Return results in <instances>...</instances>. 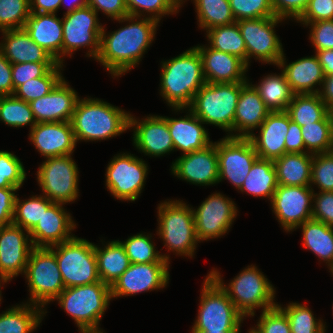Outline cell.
<instances>
[{
	"label": "cell",
	"instance_id": "6da1fadb",
	"mask_svg": "<svg viewBox=\"0 0 333 333\" xmlns=\"http://www.w3.org/2000/svg\"><path fill=\"white\" fill-rule=\"evenodd\" d=\"M137 19L139 17L135 16L116 19L119 22L129 21V25L113 31L109 36L102 28L100 52L96 60L114 77L133 69L154 40L159 22L150 17Z\"/></svg>",
	"mask_w": 333,
	"mask_h": 333
},
{
	"label": "cell",
	"instance_id": "7a4b0ae2",
	"mask_svg": "<svg viewBox=\"0 0 333 333\" xmlns=\"http://www.w3.org/2000/svg\"><path fill=\"white\" fill-rule=\"evenodd\" d=\"M161 96L180 111L188 108L198 90L206 83L203 62L196 47L162 62Z\"/></svg>",
	"mask_w": 333,
	"mask_h": 333
},
{
	"label": "cell",
	"instance_id": "3957f363",
	"mask_svg": "<svg viewBox=\"0 0 333 333\" xmlns=\"http://www.w3.org/2000/svg\"><path fill=\"white\" fill-rule=\"evenodd\" d=\"M130 113L101 101L83 98L77 101L71 124L76 142L105 140L129 128Z\"/></svg>",
	"mask_w": 333,
	"mask_h": 333
},
{
	"label": "cell",
	"instance_id": "277c9868",
	"mask_svg": "<svg viewBox=\"0 0 333 333\" xmlns=\"http://www.w3.org/2000/svg\"><path fill=\"white\" fill-rule=\"evenodd\" d=\"M111 299V287L100 281L65 288L55 300L72 316L81 333H103L98 325Z\"/></svg>",
	"mask_w": 333,
	"mask_h": 333
},
{
	"label": "cell",
	"instance_id": "5b68a950",
	"mask_svg": "<svg viewBox=\"0 0 333 333\" xmlns=\"http://www.w3.org/2000/svg\"><path fill=\"white\" fill-rule=\"evenodd\" d=\"M242 82L205 83L195 94L189 109L204 124H212L231 133ZM231 132V133H230Z\"/></svg>",
	"mask_w": 333,
	"mask_h": 333
},
{
	"label": "cell",
	"instance_id": "8992f818",
	"mask_svg": "<svg viewBox=\"0 0 333 333\" xmlns=\"http://www.w3.org/2000/svg\"><path fill=\"white\" fill-rule=\"evenodd\" d=\"M209 275L227 293L234 306L244 317L254 316V310L257 308L265 311L278 305L274 302L273 285L253 265L241 271L228 287L224 285L218 270H212Z\"/></svg>",
	"mask_w": 333,
	"mask_h": 333
},
{
	"label": "cell",
	"instance_id": "52a82bcc",
	"mask_svg": "<svg viewBox=\"0 0 333 333\" xmlns=\"http://www.w3.org/2000/svg\"><path fill=\"white\" fill-rule=\"evenodd\" d=\"M203 284L199 313L192 331H240L244 316L227 293L209 274Z\"/></svg>",
	"mask_w": 333,
	"mask_h": 333
},
{
	"label": "cell",
	"instance_id": "ba28073f",
	"mask_svg": "<svg viewBox=\"0 0 333 333\" xmlns=\"http://www.w3.org/2000/svg\"><path fill=\"white\" fill-rule=\"evenodd\" d=\"M158 233L168 251L177 255H194L197 242L193 209L179 200L158 206Z\"/></svg>",
	"mask_w": 333,
	"mask_h": 333
},
{
	"label": "cell",
	"instance_id": "9c48e42d",
	"mask_svg": "<svg viewBox=\"0 0 333 333\" xmlns=\"http://www.w3.org/2000/svg\"><path fill=\"white\" fill-rule=\"evenodd\" d=\"M49 248L55 253L65 288L100 282L95 244L74 236Z\"/></svg>",
	"mask_w": 333,
	"mask_h": 333
},
{
	"label": "cell",
	"instance_id": "30bf717a",
	"mask_svg": "<svg viewBox=\"0 0 333 333\" xmlns=\"http://www.w3.org/2000/svg\"><path fill=\"white\" fill-rule=\"evenodd\" d=\"M24 275L28 280L30 304L44 307L65 289L55 253L49 247H33Z\"/></svg>",
	"mask_w": 333,
	"mask_h": 333
},
{
	"label": "cell",
	"instance_id": "8fae6325",
	"mask_svg": "<svg viewBox=\"0 0 333 333\" xmlns=\"http://www.w3.org/2000/svg\"><path fill=\"white\" fill-rule=\"evenodd\" d=\"M72 154L47 158L37 171L43 195L54 203L66 204L78 197V167Z\"/></svg>",
	"mask_w": 333,
	"mask_h": 333
},
{
	"label": "cell",
	"instance_id": "7c38bea8",
	"mask_svg": "<svg viewBox=\"0 0 333 333\" xmlns=\"http://www.w3.org/2000/svg\"><path fill=\"white\" fill-rule=\"evenodd\" d=\"M98 13L89 6L65 13L62 18V55L70 57L81 47H90L87 55L96 59L100 52V39L103 26L99 24Z\"/></svg>",
	"mask_w": 333,
	"mask_h": 333
},
{
	"label": "cell",
	"instance_id": "4fadbf2b",
	"mask_svg": "<svg viewBox=\"0 0 333 333\" xmlns=\"http://www.w3.org/2000/svg\"><path fill=\"white\" fill-rule=\"evenodd\" d=\"M282 20L274 16L236 21L246 45L247 66L251 56L278 66L284 51L273 28Z\"/></svg>",
	"mask_w": 333,
	"mask_h": 333
},
{
	"label": "cell",
	"instance_id": "5bb4252c",
	"mask_svg": "<svg viewBox=\"0 0 333 333\" xmlns=\"http://www.w3.org/2000/svg\"><path fill=\"white\" fill-rule=\"evenodd\" d=\"M133 154H119L108 164L106 186L120 200L135 201L141 193L147 177L148 166Z\"/></svg>",
	"mask_w": 333,
	"mask_h": 333
},
{
	"label": "cell",
	"instance_id": "9a60e30c",
	"mask_svg": "<svg viewBox=\"0 0 333 333\" xmlns=\"http://www.w3.org/2000/svg\"><path fill=\"white\" fill-rule=\"evenodd\" d=\"M218 181L227 179L238 190L244 183L253 163L259 158L249 138L228 137L217 142Z\"/></svg>",
	"mask_w": 333,
	"mask_h": 333
},
{
	"label": "cell",
	"instance_id": "2e32d148",
	"mask_svg": "<svg viewBox=\"0 0 333 333\" xmlns=\"http://www.w3.org/2000/svg\"><path fill=\"white\" fill-rule=\"evenodd\" d=\"M314 190L311 186H277L271 199L273 212L286 232L312 219ZM312 202V203H311Z\"/></svg>",
	"mask_w": 333,
	"mask_h": 333
},
{
	"label": "cell",
	"instance_id": "e0dca14e",
	"mask_svg": "<svg viewBox=\"0 0 333 333\" xmlns=\"http://www.w3.org/2000/svg\"><path fill=\"white\" fill-rule=\"evenodd\" d=\"M197 239H207L223 236L232 226L236 218L235 203L220 193L211 194L198 209L193 210Z\"/></svg>",
	"mask_w": 333,
	"mask_h": 333
},
{
	"label": "cell",
	"instance_id": "ac0fdd59",
	"mask_svg": "<svg viewBox=\"0 0 333 333\" xmlns=\"http://www.w3.org/2000/svg\"><path fill=\"white\" fill-rule=\"evenodd\" d=\"M169 262L131 263L111 286V297L128 296L165 287L169 281Z\"/></svg>",
	"mask_w": 333,
	"mask_h": 333
},
{
	"label": "cell",
	"instance_id": "d6986e66",
	"mask_svg": "<svg viewBox=\"0 0 333 333\" xmlns=\"http://www.w3.org/2000/svg\"><path fill=\"white\" fill-rule=\"evenodd\" d=\"M173 175L192 184L208 186L219 183L217 142L201 150L183 154L171 166Z\"/></svg>",
	"mask_w": 333,
	"mask_h": 333
},
{
	"label": "cell",
	"instance_id": "ffe728a7",
	"mask_svg": "<svg viewBox=\"0 0 333 333\" xmlns=\"http://www.w3.org/2000/svg\"><path fill=\"white\" fill-rule=\"evenodd\" d=\"M23 230L26 231L13 223L0 227V276L8 281L25 273L33 248L29 233L26 235Z\"/></svg>",
	"mask_w": 333,
	"mask_h": 333
},
{
	"label": "cell",
	"instance_id": "44dd1931",
	"mask_svg": "<svg viewBox=\"0 0 333 333\" xmlns=\"http://www.w3.org/2000/svg\"><path fill=\"white\" fill-rule=\"evenodd\" d=\"M78 100L76 91L62 78L48 94L31 101L30 106L37 123L71 122Z\"/></svg>",
	"mask_w": 333,
	"mask_h": 333
},
{
	"label": "cell",
	"instance_id": "7402d4cb",
	"mask_svg": "<svg viewBox=\"0 0 333 333\" xmlns=\"http://www.w3.org/2000/svg\"><path fill=\"white\" fill-rule=\"evenodd\" d=\"M129 128H135L133 143L145 155L157 157L175 150L165 117L150 115L139 122L130 114Z\"/></svg>",
	"mask_w": 333,
	"mask_h": 333
},
{
	"label": "cell",
	"instance_id": "603a6c76",
	"mask_svg": "<svg viewBox=\"0 0 333 333\" xmlns=\"http://www.w3.org/2000/svg\"><path fill=\"white\" fill-rule=\"evenodd\" d=\"M62 205L53 203L29 232L33 247H51L74 237L71 231L76 224Z\"/></svg>",
	"mask_w": 333,
	"mask_h": 333
},
{
	"label": "cell",
	"instance_id": "cb8c5ba5",
	"mask_svg": "<svg viewBox=\"0 0 333 333\" xmlns=\"http://www.w3.org/2000/svg\"><path fill=\"white\" fill-rule=\"evenodd\" d=\"M29 136L36 149L46 159L72 154L76 147L71 122L36 123Z\"/></svg>",
	"mask_w": 333,
	"mask_h": 333
},
{
	"label": "cell",
	"instance_id": "d4e9b609",
	"mask_svg": "<svg viewBox=\"0 0 333 333\" xmlns=\"http://www.w3.org/2000/svg\"><path fill=\"white\" fill-rule=\"evenodd\" d=\"M202 62L206 83H237L247 81L248 66L238 56L215 50L211 47L196 46Z\"/></svg>",
	"mask_w": 333,
	"mask_h": 333
},
{
	"label": "cell",
	"instance_id": "484cf974",
	"mask_svg": "<svg viewBox=\"0 0 333 333\" xmlns=\"http://www.w3.org/2000/svg\"><path fill=\"white\" fill-rule=\"evenodd\" d=\"M289 128V115L285 111L270 112L261 126L259 136L253 133L251 140L259 158L275 160L286 154L285 137Z\"/></svg>",
	"mask_w": 333,
	"mask_h": 333
},
{
	"label": "cell",
	"instance_id": "4316f807",
	"mask_svg": "<svg viewBox=\"0 0 333 333\" xmlns=\"http://www.w3.org/2000/svg\"><path fill=\"white\" fill-rule=\"evenodd\" d=\"M270 112L257 89L248 81L242 82L234 116V132L239 133H233L231 137L248 138L254 129L261 126Z\"/></svg>",
	"mask_w": 333,
	"mask_h": 333
},
{
	"label": "cell",
	"instance_id": "83f0119b",
	"mask_svg": "<svg viewBox=\"0 0 333 333\" xmlns=\"http://www.w3.org/2000/svg\"><path fill=\"white\" fill-rule=\"evenodd\" d=\"M30 38L47 51L58 63L63 64L62 19L53 13H34L26 19L23 27Z\"/></svg>",
	"mask_w": 333,
	"mask_h": 333
},
{
	"label": "cell",
	"instance_id": "f1b7e54d",
	"mask_svg": "<svg viewBox=\"0 0 333 333\" xmlns=\"http://www.w3.org/2000/svg\"><path fill=\"white\" fill-rule=\"evenodd\" d=\"M0 52L11 63L57 62L47 51L34 42L24 28L3 30Z\"/></svg>",
	"mask_w": 333,
	"mask_h": 333
},
{
	"label": "cell",
	"instance_id": "f546056e",
	"mask_svg": "<svg viewBox=\"0 0 333 333\" xmlns=\"http://www.w3.org/2000/svg\"><path fill=\"white\" fill-rule=\"evenodd\" d=\"M285 60L283 54L278 67L284 68L282 71L294 94H313L320 91L318 88L313 89L316 84L322 85L325 77L316 55L296 60L287 65Z\"/></svg>",
	"mask_w": 333,
	"mask_h": 333
},
{
	"label": "cell",
	"instance_id": "4dcf8cb0",
	"mask_svg": "<svg viewBox=\"0 0 333 333\" xmlns=\"http://www.w3.org/2000/svg\"><path fill=\"white\" fill-rule=\"evenodd\" d=\"M189 112L184 118L165 117L174 148L183 151V154L201 150L212 143L207 130L202 126L204 123L190 110Z\"/></svg>",
	"mask_w": 333,
	"mask_h": 333
},
{
	"label": "cell",
	"instance_id": "1f68e13d",
	"mask_svg": "<svg viewBox=\"0 0 333 333\" xmlns=\"http://www.w3.org/2000/svg\"><path fill=\"white\" fill-rule=\"evenodd\" d=\"M311 153H286L274 160L277 183L284 186H312Z\"/></svg>",
	"mask_w": 333,
	"mask_h": 333
},
{
	"label": "cell",
	"instance_id": "d6a6232c",
	"mask_svg": "<svg viewBox=\"0 0 333 333\" xmlns=\"http://www.w3.org/2000/svg\"><path fill=\"white\" fill-rule=\"evenodd\" d=\"M103 249L95 245L97 270L100 281L110 287L131 264L121 241H111Z\"/></svg>",
	"mask_w": 333,
	"mask_h": 333
},
{
	"label": "cell",
	"instance_id": "836d02e7",
	"mask_svg": "<svg viewBox=\"0 0 333 333\" xmlns=\"http://www.w3.org/2000/svg\"><path fill=\"white\" fill-rule=\"evenodd\" d=\"M303 232V247L312 251L318 258L333 265V227L310 219L299 225Z\"/></svg>",
	"mask_w": 333,
	"mask_h": 333
},
{
	"label": "cell",
	"instance_id": "e575fe53",
	"mask_svg": "<svg viewBox=\"0 0 333 333\" xmlns=\"http://www.w3.org/2000/svg\"><path fill=\"white\" fill-rule=\"evenodd\" d=\"M40 308V309H39ZM33 304L17 305L0 314V333H31L44 314L43 308Z\"/></svg>",
	"mask_w": 333,
	"mask_h": 333
},
{
	"label": "cell",
	"instance_id": "d590c367",
	"mask_svg": "<svg viewBox=\"0 0 333 333\" xmlns=\"http://www.w3.org/2000/svg\"><path fill=\"white\" fill-rule=\"evenodd\" d=\"M278 186L276 169L273 160L258 158L252 165L243 185L239 189L242 192L254 196L272 199Z\"/></svg>",
	"mask_w": 333,
	"mask_h": 333
},
{
	"label": "cell",
	"instance_id": "8d00e7d4",
	"mask_svg": "<svg viewBox=\"0 0 333 333\" xmlns=\"http://www.w3.org/2000/svg\"><path fill=\"white\" fill-rule=\"evenodd\" d=\"M285 112L290 120L302 127L322 121L328 115V107L318 93L294 94Z\"/></svg>",
	"mask_w": 333,
	"mask_h": 333
},
{
	"label": "cell",
	"instance_id": "74e56055",
	"mask_svg": "<svg viewBox=\"0 0 333 333\" xmlns=\"http://www.w3.org/2000/svg\"><path fill=\"white\" fill-rule=\"evenodd\" d=\"M259 92L265 106L271 111H286L294 93L287 82L285 73L267 75L259 85H253Z\"/></svg>",
	"mask_w": 333,
	"mask_h": 333
},
{
	"label": "cell",
	"instance_id": "f35d334b",
	"mask_svg": "<svg viewBox=\"0 0 333 333\" xmlns=\"http://www.w3.org/2000/svg\"><path fill=\"white\" fill-rule=\"evenodd\" d=\"M206 32L211 48L236 55L247 65L246 45L237 22L216 26Z\"/></svg>",
	"mask_w": 333,
	"mask_h": 333
},
{
	"label": "cell",
	"instance_id": "ab89813d",
	"mask_svg": "<svg viewBox=\"0 0 333 333\" xmlns=\"http://www.w3.org/2000/svg\"><path fill=\"white\" fill-rule=\"evenodd\" d=\"M196 6L199 27L209 30L216 26L236 22L229 0H193Z\"/></svg>",
	"mask_w": 333,
	"mask_h": 333
},
{
	"label": "cell",
	"instance_id": "60d3db41",
	"mask_svg": "<svg viewBox=\"0 0 333 333\" xmlns=\"http://www.w3.org/2000/svg\"><path fill=\"white\" fill-rule=\"evenodd\" d=\"M307 153H327L333 151V123L327 115L322 121L301 127Z\"/></svg>",
	"mask_w": 333,
	"mask_h": 333
},
{
	"label": "cell",
	"instance_id": "b9f144b4",
	"mask_svg": "<svg viewBox=\"0 0 333 333\" xmlns=\"http://www.w3.org/2000/svg\"><path fill=\"white\" fill-rule=\"evenodd\" d=\"M43 195L32 196L30 199L21 201L15 198L13 224L18 225L29 233L37 224L43 213L53 204Z\"/></svg>",
	"mask_w": 333,
	"mask_h": 333
},
{
	"label": "cell",
	"instance_id": "7bdbcfd3",
	"mask_svg": "<svg viewBox=\"0 0 333 333\" xmlns=\"http://www.w3.org/2000/svg\"><path fill=\"white\" fill-rule=\"evenodd\" d=\"M137 234L129 237L126 241L121 242L124 246L130 263H152V262H169V255H161L156 251L151 235Z\"/></svg>",
	"mask_w": 333,
	"mask_h": 333
},
{
	"label": "cell",
	"instance_id": "ee69618b",
	"mask_svg": "<svg viewBox=\"0 0 333 333\" xmlns=\"http://www.w3.org/2000/svg\"><path fill=\"white\" fill-rule=\"evenodd\" d=\"M0 121L16 128L29 125L30 130L37 123L34 119L30 103L18 99L14 95H6L2 98Z\"/></svg>",
	"mask_w": 333,
	"mask_h": 333
},
{
	"label": "cell",
	"instance_id": "f6af8a7d",
	"mask_svg": "<svg viewBox=\"0 0 333 333\" xmlns=\"http://www.w3.org/2000/svg\"><path fill=\"white\" fill-rule=\"evenodd\" d=\"M63 64L58 63L45 76L32 78L20 85L15 91L14 96L26 102H31L37 98L48 94L56 84L63 78L60 68Z\"/></svg>",
	"mask_w": 333,
	"mask_h": 333
},
{
	"label": "cell",
	"instance_id": "bcb514c9",
	"mask_svg": "<svg viewBox=\"0 0 333 333\" xmlns=\"http://www.w3.org/2000/svg\"><path fill=\"white\" fill-rule=\"evenodd\" d=\"M277 306L286 314L291 333H325V324L322 320L316 321L317 319L306 305L295 302L284 308Z\"/></svg>",
	"mask_w": 333,
	"mask_h": 333
},
{
	"label": "cell",
	"instance_id": "7dc6e473",
	"mask_svg": "<svg viewBox=\"0 0 333 333\" xmlns=\"http://www.w3.org/2000/svg\"><path fill=\"white\" fill-rule=\"evenodd\" d=\"M30 14L29 0H0V30L23 28Z\"/></svg>",
	"mask_w": 333,
	"mask_h": 333
},
{
	"label": "cell",
	"instance_id": "c3c4849f",
	"mask_svg": "<svg viewBox=\"0 0 333 333\" xmlns=\"http://www.w3.org/2000/svg\"><path fill=\"white\" fill-rule=\"evenodd\" d=\"M26 172L20 159L11 152L0 151V188H20Z\"/></svg>",
	"mask_w": 333,
	"mask_h": 333
},
{
	"label": "cell",
	"instance_id": "681fc988",
	"mask_svg": "<svg viewBox=\"0 0 333 333\" xmlns=\"http://www.w3.org/2000/svg\"><path fill=\"white\" fill-rule=\"evenodd\" d=\"M129 16L141 17L146 11L150 18L160 21L161 17L178 11V6L172 0H125ZM142 10V12H141Z\"/></svg>",
	"mask_w": 333,
	"mask_h": 333
},
{
	"label": "cell",
	"instance_id": "f907efd6",
	"mask_svg": "<svg viewBox=\"0 0 333 333\" xmlns=\"http://www.w3.org/2000/svg\"><path fill=\"white\" fill-rule=\"evenodd\" d=\"M310 183L321 192L333 191V151L313 154Z\"/></svg>",
	"mask_w": 333,
	"mask_h": 333
},
{
	"label": "cell",
	"instance_id": "816d5d0a",
	"mask_svg": "<svg viewBox=\"0 0 333 333\" xmlns=\"http://www.w3.org/2000/svg\"><path fill=\"white\" fill-rule=\"evenodd\" d=\"M236 21L274 17L271 0H229Z\"/></svg>",
	"mask_w": 333,
	"mask_h": 333
},
{
	"label": "cell",
	"instance_id": "f5cc1de1",
	"mask_svg": "<svg viewBox=\"0 0 333 333\" xmlns=\"http://www.w3.org/2000/svg\"><path fill=\"white\" fill-rule=\"evenodd\" d=\"M58 62H27L12 64V81L14 91L22 84L31 80L45 76Z\"/></svg>",
	"mask_w": 333,
	"mask_h": 333
},
{
	"label": "cell",
	"instance_id": "db71d44e",
	"mask_svg": "<svg viewBox=\"0 0 333 333\" xmlns=\"http://www.w3.org/2000/svg\"><path fill=\"white\" fill-rule=\"evenodd\" d=\"M257 327L262 333H291L286 314L276 305L262 311Z\"/></svg>",
	"mask_w": 333,
	"mask_h": 333
},
{
	"label": "cell",
	"instance_id": "11a10c76",
	"mask_svg": "<svg viewBox=\"0 0 333 333\" xmlns=\"http://www.w3.org/2000/svg\"><path fill=\"white\" fill-rule=\"evenodd\" d=\"M311 26L310 40L316 51L333 49V20L306 24Z\"/></svg>",
	"mask_w": 333,
	"mask_h": 333
},
{
	"label": "cell",
	"instance_id": "9f6ffc18",
	"mask_svg": "<svg viewBox=\"0 0 333 333\" xmlns=\"http://www.w3.org/2000/svg\"><path fill=\"white\" fill-rule=\"evenodd\" d=\"M322 20H333V0H309L306 11L297 22L306 25Z\"/></svg>",
	"mask_w": 333,
	"mask_h": 333
},
{
	"label": "cell",
	"instance_id": "6f0895ef",
	"mask_svg": "<svg viewBox=\"0 0 333 333\" xmlns=\"http://www.w3.org/2000/svg\"><path fill=\"white\" fill-rule=\"evenodd\" d=\"M312 219L333 227V191L313 193Z\"/></svg>",
	"mask_w": 333,
	"mask_h": 333
},
{
	"label": "cell",
	"instance_id": "680465c9",
	"mask_svg": "<svg viewBox=\"0 0 333 333\" xmlns=\"http://www.w3.org/2000/svg\"><path fill=\"white\" fill-rule=\"evenodd\" d=\"M309 0H271L275 17L298 20L306 11Z\"/></svg>",
	"mask_w": 333,
	"mask_h": 333
},
{
	"label": "cell",
	"instance_id": "91938a15",
	"mask_svg": "<svg viewBox=\"0 0 333 333\" xmlns=\"http://www.w3.org/2000/svg\"><path fill=\"white\" fill-rule=\"evenodd\" d=\"M87 6L92 7L97 13L101 10L114 20L129 16L125 0H87Z\"/></svg>",
	"mask_w": 333,
	"mask_h": 333
},
{
	"label": "cell",
	"instance_id": "94428289",
	"mask_svg": "<svg viewBox=\"0 0 333 333\" xmlns=\"http://www.w3.org/2000/svg\"><path fill=\"white\" fill-rule=\"evenodd\" d=\"M16 187L0 188V225H9L13 222Z\"/></svg>",
	"mask_w": 333,
	"mask_h": 333
},
{
	"label": "cell",
	"instance_id": "6125c7cd",
	"mask_svg": "<svg viewBox=\"0 0 333 333\" xmlns=\"http://www.w3.org/2000/svg\"><path fill=\"white\" fill-rule=\"evenodd\" d=\"M285 148L286 153H306L305 144L303 141L301 127L290 120L289 117V128L287 131V135L285 137Z\"/></svg>",
	"mask_w": 333,
	"mask_h": 333
},
{
	"label": "cell",
	"instance_id": "be15d7a7",
	"mask_svg": "<svg viewBox=\"0 0 333 333\" xmlns=\"http://www.w3.org/2000/svg\"><path fill=\"white\" fill-rule=\"evenodd\" d=\"M0 94L13 95L12 64L0 52Z\"/></svg>",
	"mask_w": 333,
	"mask_h": 333
},
{
	"label": "cell",
	"instance_id": "e7e4bbea",
	"mask_svg": "<svg viewBox=\"0 0 333 333\" xmlns=\"http://www.w3.org/2000/svg\"><path fill=\"white\" fill-rule=\"evenodd\" d=\"M30 11L34 13H53L61 6V0H29Z\"/></svg>",
	"mask_w": 333,
	"mask_h": 333
},
{
	"label": "cell",
	"instance_id": "03108f58",
	"mask_svg": "<svg viewBox=\"0 0 333 333\" xmlns=\"http://www.w3.org/2000/svg\"><path fill=\"white\" fill-rule=\"evenodd\" d=\"M315 55L322 66L324 75L333 74V49L316 51Z\"/></svg>",
	"mask_w": 333,
	"mask_h": 333
},
{
	"label": "cell",
	"instance_id": "003e7915",
	"mask_svg": "<svg viewBox=\"0 0 333 333\" xmlns=\"http://www.w3.org/2000/svg\"><path fill=\"white\" fill-rule=\"evenodd\" d=\"M322 88V91L320 90L318 94L328 107L333 103V74L324 77Z\"/></svg>",
	"mask_w": 333,
	"mask_h": 333
},
{
	"label": "cell",
	"instance_id": "a7ac6f4b",
	"mask_svg": "<svg viewBox=\"0 0 333 333\" xmlns=\"http://www.w3.org/2000/svg\"><path fill=\"white\" fill-rule=\"evenodd\" d=\"M64 2H65V0H61V5ZM86 6H87V0H79V1L74 0L73 3H71V5L68 7V10L66 11V13L72 12L75 9L83 8Z\"/></svg>",
	"mask_w": 333,
	"mask_h": 333
},
{
	"label": "cell",
	"instance_id": "89a4df30",
	"mask_svg": "<svg viewBox=\"0 0 333 333\" xmlns=\"http://www.w3.org/2000/svg\"><path fill=\"white\" fill-rule=\"evenodd\" d=\"M240 331H220V332H206V331H192V333H239Z\"/></svg>",
	"mask_w": 333,
	"mask_h": 333
},
{
	"label": "cell",
	"instance_id": "2644e50d",
	"mask_svg": "<svg viewBox=\"0 0 333 333\" xmlns=\"http://www.w3.org/2000/svg\"><path fill=\"white\" fill-rule=\"evenodd\" d=\"M328 115H329L330 120L333 123V103L328 106Z\"/></svg>",
	"mask_w": 333,
	"mask_h": 333
},
{
	"label": "cell",
	"instance_id": "8c879c8a",
	"mask_svg": "<svg viewBox=\"0 0 333 333\" xmlns=\"http://www.w3.org/2000/svg\"><path fill=\"white\" fill-rule=\"evenodd\" d=\"M249 333H262V331H260V329L256 326L250 329Z\"/></svg>",
	"mask_w": 333,
	"mask_h": 333
},
{
	"label": "cell",
	"instance_id": "753ad0ef",
	"mask_svg": "<svg viewBox=\"0 0 333 333\" xmlns=\"http://www.w3.org/2000/svg\"><path fill=\"white\" fill-rule=\"evenodd\" d=\"M0 282L1 283L3 282V284H4V283H7L8 280L6 278H4L3 276H0ZM1 283H0V285H1ZM0 288H1V286H0ZM0 301H1V290H0Z\"/></svg>",
	"mask_w": 333,
	"mask_h": 333
},
{
	"label": "cell",
	"instance_id": "34e18365",
	"mask_svg": "<svg viewBox=\"0 0 333 333\" xmlns=\"http://www.w3.org/2000/svg\"><path fill=\"white\" fill-rule=\"evenodd\" d=\"M178 7L184 2L183 0H172Z\"/></svg>",
	"mask_w": 333,
	"mask_h": 333
},
{
	"label": "cell",
	"instance_id": "11e5206c",
	"mask_svg": "<svg viewBox=\"0 0 333 333\" xmlns=\"http://www.w3.org/2000/svg\"><path fill=\"white\" fill-rule=\"evenodd\" d=\"M4 96H5V95L0 94V108H1V104H2V98H3Z\"/></svg>",
	"mask_w": 333,
	"mask_h": 333
},
{
	"label": "cell",
	"instance_id": "2a66077c",
	"mask_svg": "<svg viewBox=\"0 0 333 333\" xmlns=\"http://www.w3.org/2000/svg\"><path fill=\"white\" fill-rule=\"evenodd\" d=\"M329 268H330L331 273L333 274V265L330 266Z\"/></svg>",
	"mask_w": 333,
	"mask_h": 333
}]
</instances>
